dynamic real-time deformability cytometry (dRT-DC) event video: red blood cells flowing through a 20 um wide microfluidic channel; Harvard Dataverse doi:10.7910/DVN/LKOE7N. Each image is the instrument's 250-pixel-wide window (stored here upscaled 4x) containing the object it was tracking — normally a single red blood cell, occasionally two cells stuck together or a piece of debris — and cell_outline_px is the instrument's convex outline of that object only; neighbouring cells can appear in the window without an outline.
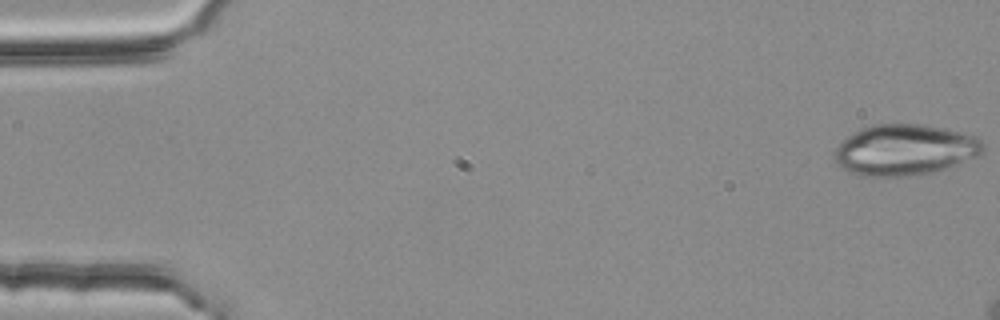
{"species": "common noctule bat (a hibernating species)", "species_latin": "Nyctalus noctula", "temperature_condition": "room temperature", "stored_images_in_passage": 11, "camera_frame_rate_fps": 3000, "um_per_image_px": 0.085, "animal": {"sex": "female", "body_mass_g": 25.1}, "frame": {"image": 1, "passage_image": 1, "time_ms": 0.0, "image_size_px": [1000, 320], "cell_outline_px": [[984, 152], [976, 156], [944, 168], [932, 172], [900, 176], [864, 176], [848, 172], [836, 160], [832, 152], [848, 136], [864, 128], [876, 124], [920, 124], [944, 128], [976, 136], [984, 144]], "centroid_in_image_um": [76.91, 12.73], "position_along_channel_um": 8.1, "area_um2": 43.41}}